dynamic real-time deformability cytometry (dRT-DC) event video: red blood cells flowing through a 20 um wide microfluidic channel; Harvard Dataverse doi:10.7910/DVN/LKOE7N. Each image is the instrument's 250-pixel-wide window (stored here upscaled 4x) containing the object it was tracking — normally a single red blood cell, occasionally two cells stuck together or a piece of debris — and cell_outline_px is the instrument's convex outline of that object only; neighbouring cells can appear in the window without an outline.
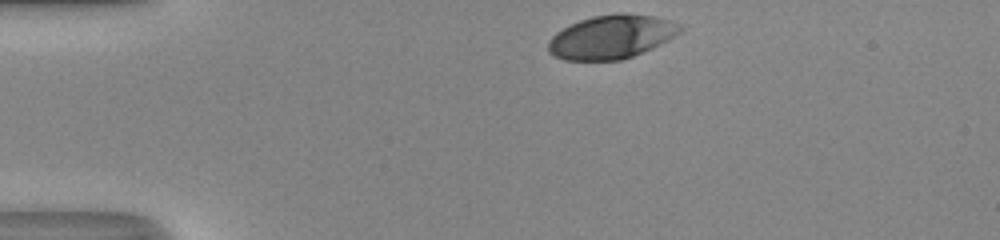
{"species": "human", "species_latin": "Homo sapiens", "temperature_condition": "room temperature", "stored_images_in_passage": 31, "camera_frame_rate_fps": 3000, "um_per_image_px": 0.085, "donor": {"sex": "male"}, "frame": {"image": 1, "passage_image": 1, "time_ms": 0.0, "image_size_px": [1000, 240], "cell_outline_px": [[684, 28], [680, 32], [668, 40], [652, 48], [632, 56], [620, 60], [564, 60], [552, 56], [548, 52], [548, 40], [556, 32], [580, 20], [592, 16], [616, 12], [624, 12], [656, 16], [684, 24]], "centroid_in_image_um": [51.99, 3.11], "position_along_channel_um": 33.0, "area_um2": 33.93}}
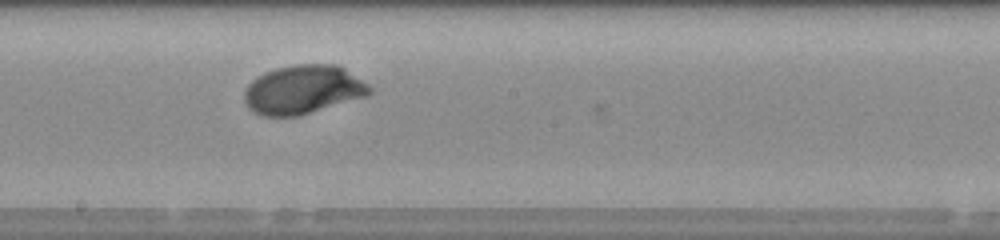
{"frame": {"image": 2, "passage_image": 19, "time_ms": 6.0, "image_size_px": [1000, 240], "cell_outline_px": [[372, 92], [368, 96], [300, 116], [264, 116], [248, 108], [244, 100], [244, 92], [248, 84], [256, 76], [264, 72], [276, 68], [292, 64], [336, 64], [344, 68], [368, 84], [372, 88]], "centroid_in_image_um": [25.77, 7.62], "position_along_channel_um": 222.4, "area_um2": 35.95}}
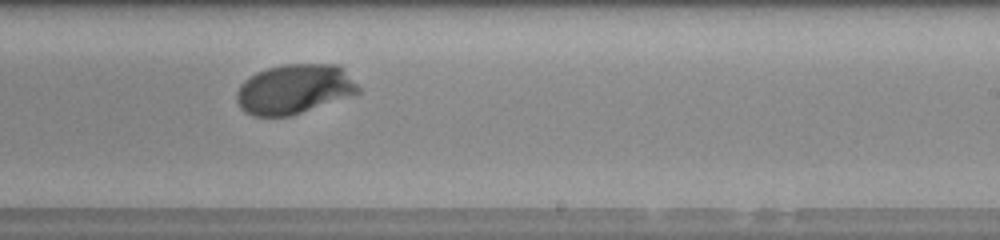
{"frame": {"image": 3, "passage_image": 22, "time_ms": 7.0, "image_size_px": [1000, 240], "cell_outline_px": [[360, 92], [352, 96], [292, 116], [252, 116], [244, 112], [240, 108], [236, 100], [236, 92], [240, 84], [248, 76], [256, 72], [268, 68], [284, 64], [340, 64], [344, 68], [360, 88]], "centroid_in_image_um": [25.01, 7.58], "position_along_channel_um": 264.0, "area_um2": 35.72}, "authors_computed_cell_mechanics": {"area_um2": 35.0846, "velocity_mm_per_s": 4.1568, "shape_relaxation_time_tau1_ms": 1.8064, "shape_relaxation_time_tau2_ms": null, "deformation_change_tau1": 0.1498, "deformation_change_tau2": null}}